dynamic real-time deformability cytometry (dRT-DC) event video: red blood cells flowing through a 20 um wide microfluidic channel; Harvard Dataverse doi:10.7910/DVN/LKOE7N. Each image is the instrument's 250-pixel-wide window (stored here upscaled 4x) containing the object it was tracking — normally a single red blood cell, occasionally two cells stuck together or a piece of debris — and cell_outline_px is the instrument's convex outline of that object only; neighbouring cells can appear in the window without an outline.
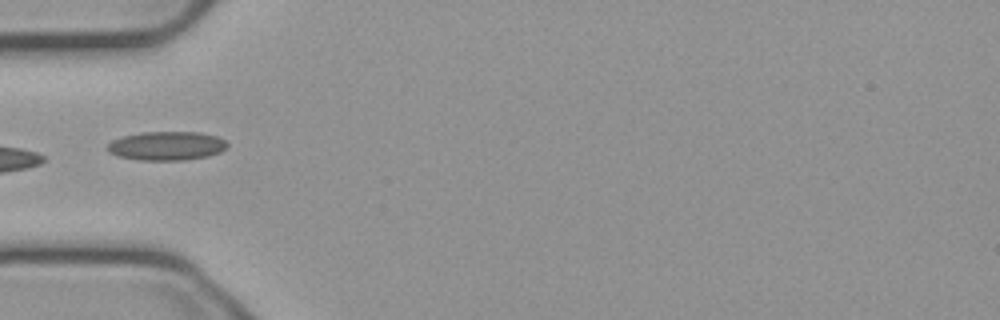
{"species": "common noctule bat (a hibernating species)", "species_latin": "Nyctalus noctula", "temperature_condition": "cold", "stored_images_in_passage": 35, "camera_frame_rate_fps": 3000, "um_per_image_px": 0.085, "animal": {"sex": "male", "body_mass_g": 23.1, "forearm_length_mm": 52.7}, "frame": {"image": 1, "passage_image": 1, "time_ms": 0.0, "image_size_px": [1000, 320], "cell_outline_px": [[228, 144], [220, 152], [208, 156], [184, 160], [140, 160], [120, 156], [108, 152], [108, 144], [112, 140], [124, 136], [140, 132], [200, 132], [216, 136], [224, 140]], "centroid_in_image_um": [14.17, 12.39], "position_along_channel_um": 70.8, "area_um2": 20.0}, "authors_computed_cell_mechanics": {"area_um2": 17.918, "velocity_mm_per_s": 3.7423, "shape_relaxation_time_tau1_ms": 8.8385, "shape_relaxation_time_tau2_ms": 3.7707, "deformation_change_tau1": 0.1673, "deformation_change_tau2": 0.1007}}